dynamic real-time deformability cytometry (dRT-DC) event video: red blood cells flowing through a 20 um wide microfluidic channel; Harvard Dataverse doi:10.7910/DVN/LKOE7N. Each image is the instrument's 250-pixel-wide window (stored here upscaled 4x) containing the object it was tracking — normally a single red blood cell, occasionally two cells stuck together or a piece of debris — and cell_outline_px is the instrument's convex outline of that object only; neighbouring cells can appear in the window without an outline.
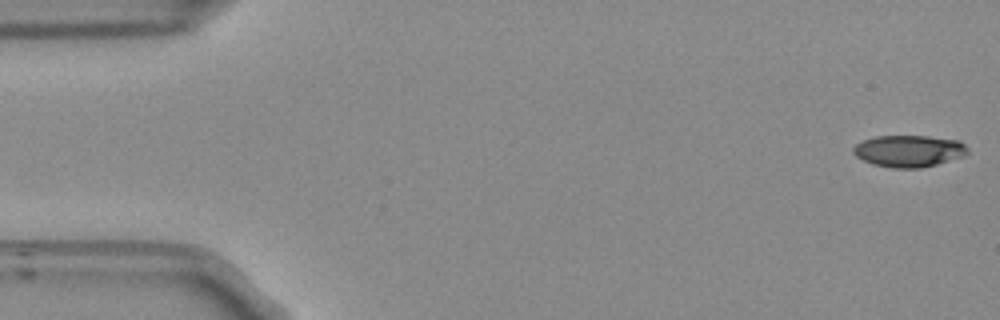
{"species": "Egyptian fruit bat (a non-hibernating species)", "species_latin": "Rousettus aegyptiacus", "temperature_condition": "room temperature", "stored_images_in_passage": 35, "camera_frame_rate_fps": 3000, "um_per_image_px": 0.085, "frame": {"image": 1, "passage_image": 1, "time_ms": 0.0, "image_size_px": [1000, 320], "cell_outline_px": [[968, 152], [964, 156], [936, 164], [920, 168], [892, 168], [872, 164], [856, 156], [852, 152], [852, 148], [856, 144], [864, 140], [876, 136], [928, 136], [960, 140], [968, 148]], "centroid_in_image_um": [77.26, 12.83], "position_along_channel_um": 7.7, "area_um2": 21.21}}
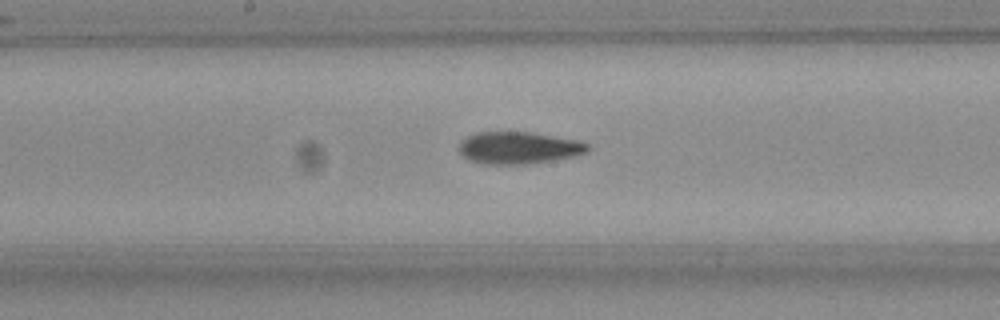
{"frame": {"image": 2, "passage_image": 27, "time_ms": 8.667, "image_size_px": [1000, 320], "cell_outline_px": [[588, 148], [584, 152], [572, 156], [552, 160], [524, 164], [484, 164], [468, 160], [460, 152], [460, 140], [476, 132], [532, 132], [576, 140], [588, 144]], "centroid_in_image_um": [44.02, 12.56], "position_along_channel_um": 204.2, "area_um2": 23.76}}
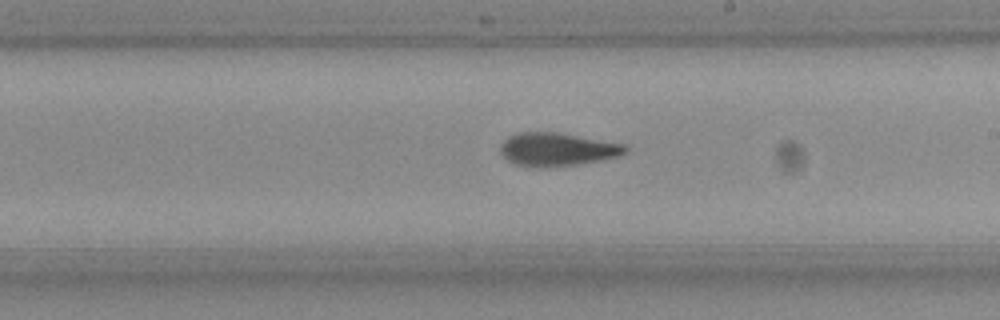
{"frame": {"image": 3, "passage_image": 30, "time_ms": 9.667, "image_size_px": [1000, 320], "cell_outline_px": [[628, 152], [620, 156], [600, 160], [576, 164], [536, 168], [516, 164], [508, 160], [500, 152], [500, 144], [508, 136], [520, 132], [556, 132], [624, 144], [628, 148]], "centroid_in_image_um": [47.35, 12.69], "position_along_channel_um": 241.7, "area_um2": 24.1}}